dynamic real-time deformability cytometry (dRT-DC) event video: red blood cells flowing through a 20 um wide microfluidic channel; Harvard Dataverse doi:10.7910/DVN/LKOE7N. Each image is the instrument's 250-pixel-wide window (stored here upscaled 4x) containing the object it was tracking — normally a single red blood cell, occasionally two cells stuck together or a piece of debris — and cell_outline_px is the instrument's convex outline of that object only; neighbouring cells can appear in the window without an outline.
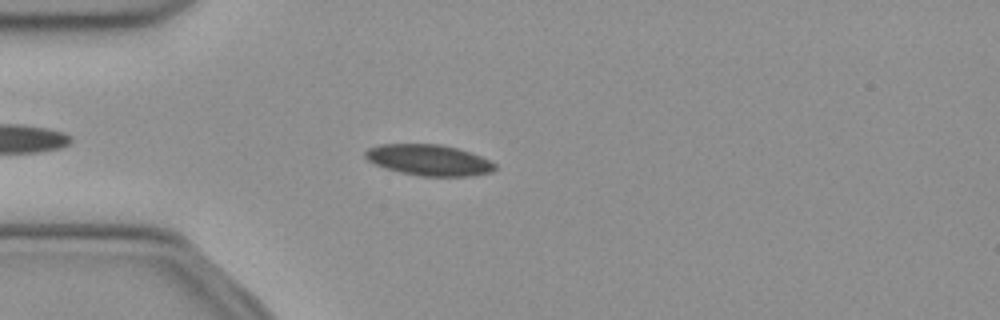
{"species": "common noctule bat (a hibernating species)", "species_latin": "Nyctalus noctula", "temperature_condition": "cold", "stored_images_in_passage": 45, "camera_frame_rate_fps": 3000, "um_per_image_px": 0.085, "animal": {"sex": "female", "body_mass_g": 21.9}, "frame": {"image": 1, "passage_image": 7, "time_ms": 2.0, "image_size_px": [1000, 320], "cell_outline_px": [[496, 168], [492, 172], [472, 176], [420, 176], [400, 172], [384, 168], [368, 160], [364, 156], [364, 152], [368, 148], [380, 144], [440, 144], [456, 148], [480, 156], [496, 164]], "centroid_in_image_um": [36.44, 13.61], "position_along_channel_um": 48.6, "area_um2": 23.35}}
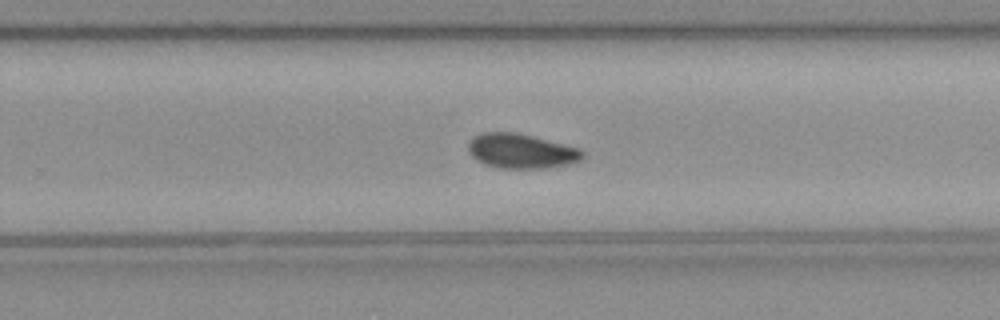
{"frame": {"image": 2, "passage_image": 26, "time_ms": 8.333, "image_size_px": [1000, 320], "cell_outline_px": [[584, 156], [580, 160], [568, 164], [544, 168], [500, 168], [484, 164], [476, 160], [468, 152], [468, 140], [472, 136], [480, 132], [516, 132], [580, 148], [584, 152]], "centroid_in_image_um": [44.25, 12.83], "position_along_channel_um": 285.5, "area_um2": 23.24}}
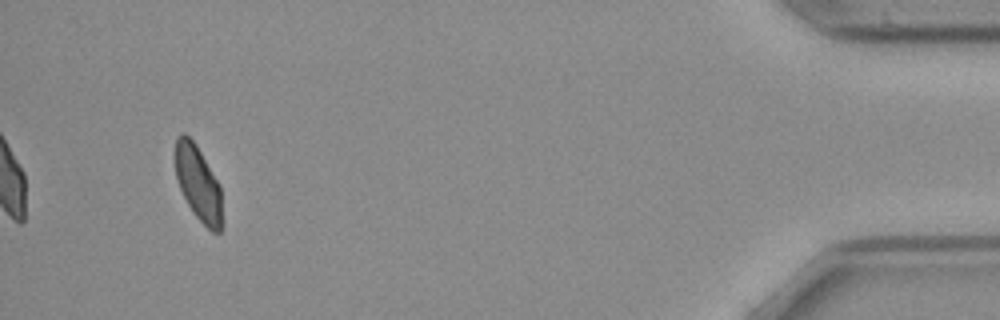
{"frame": {"image": 3, "passage_image": 42, "time_ms": 13.667, "image_size_px": [1000, 320], "cell_outline_px": [[224, 224], [220, 232], [212, 232], [192, 212], [180, 188], [176, 176], [176, 140], [184, 132], [196, 144], [220, 184]], "centroid_in_image_um": [16.9, 15.65], "position_along_channel_um": 418.3, "area_um2": 20.52}, "authors_computed_cell_mechanics": {"area_um2": 22.9466, "velocity_mm_per_s": 3.9461, "shape_relaxation_time_tau1_ms": 5.6944, "shape_relaxation_time_tau2_ms": null, "deformation_change_tau1": 0.1052, "deformation_change_tau2": null}}